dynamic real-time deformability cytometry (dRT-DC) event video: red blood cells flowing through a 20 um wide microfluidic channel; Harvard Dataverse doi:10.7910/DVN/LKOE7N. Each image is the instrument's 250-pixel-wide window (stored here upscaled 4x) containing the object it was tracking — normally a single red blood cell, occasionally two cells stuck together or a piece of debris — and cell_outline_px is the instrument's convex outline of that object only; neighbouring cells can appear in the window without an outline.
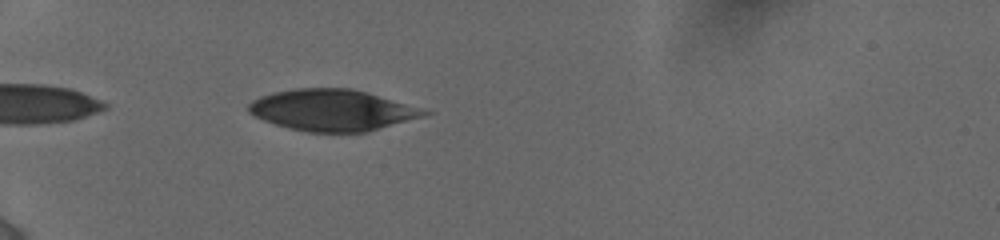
{"species": "human", "species_latin": "Homo sapiens", "temperature_condition": "cold", "stored_images_in_passage": 22, "camera_frame_rate_fps": 3000, "um_per_image_px": 0.085, "donor": {"sex": "female"}, "frame": {"image": 1, "passage_image": 11, "time_ms": 6.333, "image_size_px": [1000, 240], "cell_outline_px": [[432, 112], [424, 116], [368, 132], [308, 132], [288, 128], [264, 120], [248, 112], [248, 104], [252, 100], [260, 96], [272, 92], [296, 88], [352, 88]], "centroid_in_image_um": [28.19, 9.36], "position_along_channel_um": 56.8, "area_um2": 41.91}}
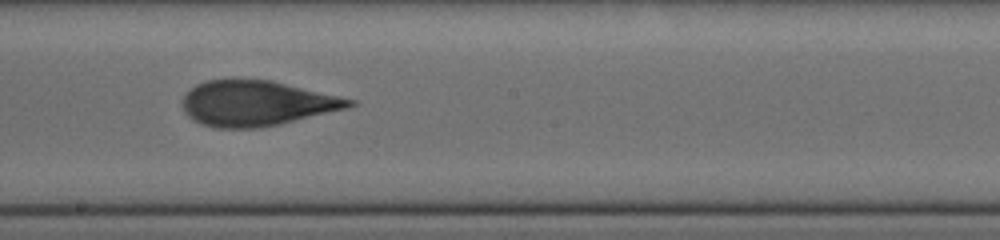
{"frame": {"image": 2, "passage_image": 16, "time_ms": 11.333, "image_size_px": [1000, 240], "cell_outline_px": [[356, 104], [344, 108], [276, 124], [256, 128], [216, 128], [200, 124], [192, 120], [184, 112], [180, 104], [184, 92], [196, 84], [208, 80], [272, 80], [356, 100]], "centroid_in_image_um": [21.7, 8.77], "position_along_channel_um": 226.5, "area_um2": 43.64}}
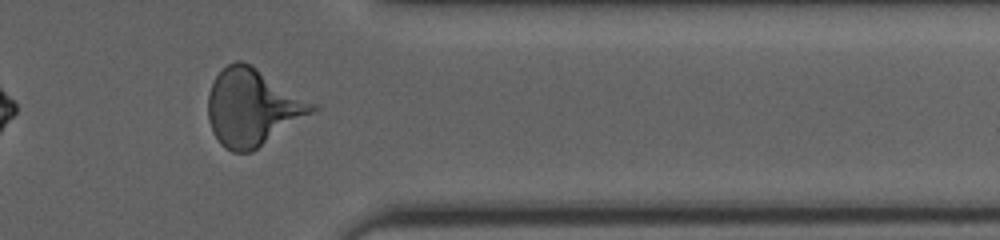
{"frame": {"image": 3, "passage_image": 20, "time_ms": 15.667, "image_size_px": [1000, 240], "cell_outline_px": [[320, 108], [252, 152], [232, 152], [224, 148], [220, 144], [212, 132], [208, 120], [208, 92], [216, 76], [228, 64], [236, 60], [240, 60], [252, 64], [316, 104]], "centroid_in_image_um": [21.45, 9.13], "position_along_channel_um": 389.9, "area_um2": 46.82}, "authors_computed_cell_mechanics": {"area_um2": 46.1244, "velocity_mm_per_s": 3.8815, "shape_relaxation_time_tau1_ms": 10.24, "shape_relaxation_time_tau2_ms": 1.1857, "deformation_change_tau1": 0.217, "deformation_change_tau2": 0.0749}}